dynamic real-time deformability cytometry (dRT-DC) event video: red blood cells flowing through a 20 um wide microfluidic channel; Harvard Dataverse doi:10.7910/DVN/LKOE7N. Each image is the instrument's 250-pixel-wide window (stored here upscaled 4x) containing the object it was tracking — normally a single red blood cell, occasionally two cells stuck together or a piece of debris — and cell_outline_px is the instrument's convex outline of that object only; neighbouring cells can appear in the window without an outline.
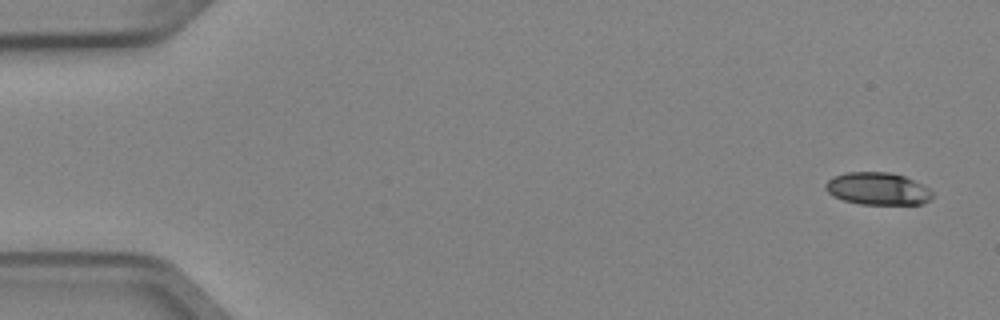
{"species": "Egyptian fruit bat (a non-hibernating species)", "species_latin": "Rousettus aegyptiacus", "temperature_condition": "cold", "stored_images_in_passage": 6, "camera_frame_rate_fps": 3000, "um_per_image_px": 0.085, "animal": {"sex": "female"}, "frame": {"image": 1, "passage_image": 1, "time_ms": 0.0, "image_size_px": [1000, 320], "cell_outline_px": [[932, 200], [920, 204], [860, 204], [844, 200], [832, 196], [824, 188], [824, 184], [832, 176], [844, 172], [888, 172], [904, 176], [920, 184], [932, 192]], "centroid_in_image_um": [74.55, 16.04], "position_along_channel_um": 10.5, "area_um2": 20.17}}
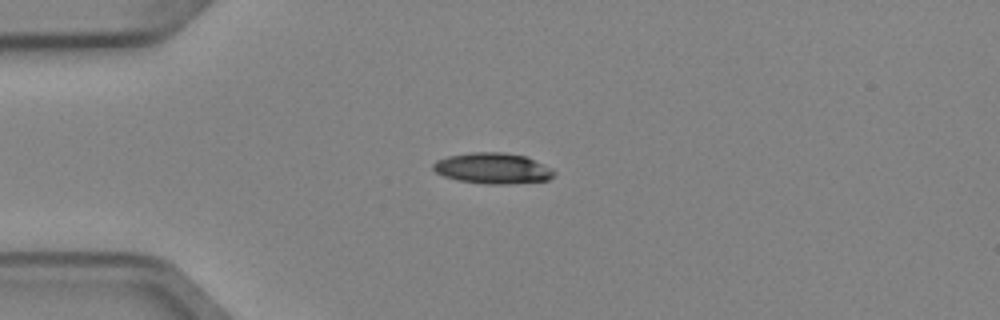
{"frame": {"image": 2, "passage_image": 4, "time_ms": 1.0, "image_size_px": [1000, 320], "cell_outline_px": [[556, 172], [548, 180], [508, 184], [488, 184], [460, 180], [444, 176], [436, 172], [432, 168], [432, 164], [436, 160], [448, 156], [472, 152], [504, 152], [524, 156], [552, 168]], "centroid_in_image_um": [41.87, 14.3], "position_along_channel_um": 43.1, "area_um2": 21.56}}
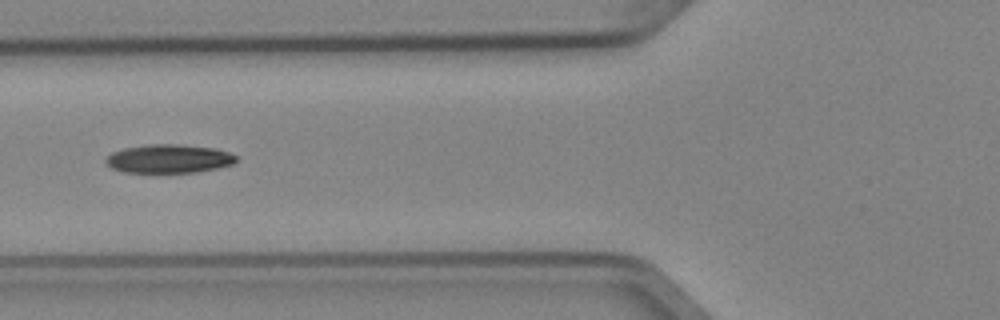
{"frame": {"image": 3, "passage_image": 6, "time_ms": 1.667, "image_size_px": [1000, 320], "cell_outline_px": [[236, 160], [232, 164], [220, 168], [196, 172], [128, 172], [112, 168], [104, 160], [112, 152], [124, 148], [148, 144], [176, 144], [216, 148], [228, 152], [236, 156]], "centroid_in_image_um": [14.37, 13.48], "position_along_channel_um": 111.4, "area_um2": 21.62}}